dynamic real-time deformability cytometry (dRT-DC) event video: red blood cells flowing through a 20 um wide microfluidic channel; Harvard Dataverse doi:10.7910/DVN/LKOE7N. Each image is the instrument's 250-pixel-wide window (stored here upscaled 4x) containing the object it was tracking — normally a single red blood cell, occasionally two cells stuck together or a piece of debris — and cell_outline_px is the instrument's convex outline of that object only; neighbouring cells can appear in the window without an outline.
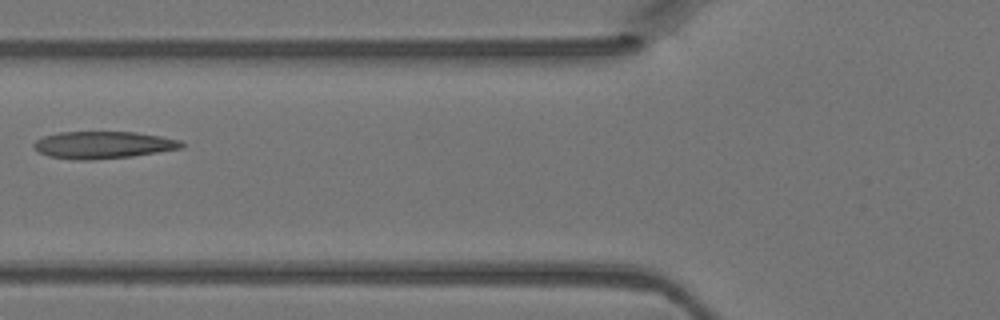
{"species": "Egyptian fruit bat (a non-hibernating species)", "species_latin": "Rousettus aegyptiacus", "temperature_condition": "warm", "stored_images_in_passage": 5, "camera_frame_rate_fps": 3000, "um_per_image_px": 0.085, "animal": {"sex": "female"}, "frame": {"image": 1, "passage_image": 5, "time_ms": 1.333, "image_size_px": [1000, 320], "cell_outline_px": [[184, 148], [132, 156], [92, 160], [76, 160], [48, 156], [40, 152], [32, 144], [36, 140], [44, 136], [60, 132], [136, 132], [160, 136], [180, 140], [184, 144]], "centroid_in_image_um": [8.78, 12.32], "position_along_channel_um": 117.0, "area_um2": 23.35}}